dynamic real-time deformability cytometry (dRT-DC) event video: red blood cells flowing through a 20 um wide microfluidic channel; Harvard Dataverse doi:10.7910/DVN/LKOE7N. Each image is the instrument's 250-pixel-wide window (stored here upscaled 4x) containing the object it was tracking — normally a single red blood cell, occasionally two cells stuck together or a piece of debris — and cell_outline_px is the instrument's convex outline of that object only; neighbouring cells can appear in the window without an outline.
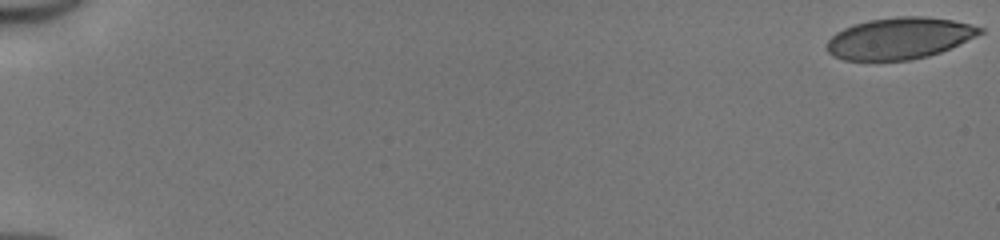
{"species": "human", "species_latin": "Homo sapiens", "temperature_condition": "cold", "stored_images_in_passage": 51, "camera_frame_rate_fps": 3000, "um_per_image_px": 0.085, "donor": {"sex": "male"}, "frame": {"image": 1, "passage_image": 1, "time_ms": 0.0, "image_size_px": [1000, 240], "cell_outline_px": [[984, 32], [976, 36], [940, 52], [928, 56], [908, 60], [844, 60], [832, 56], [828, 52], [828, 40], [836, 32], [852, 24], [868, 20], [896, 16], [924, 16], [952, 20], [984, 28]], "centroid_in_image_um": [76.43, 3.24], "position_along_channel_um": 8.6, "area_um2": 36.88}}
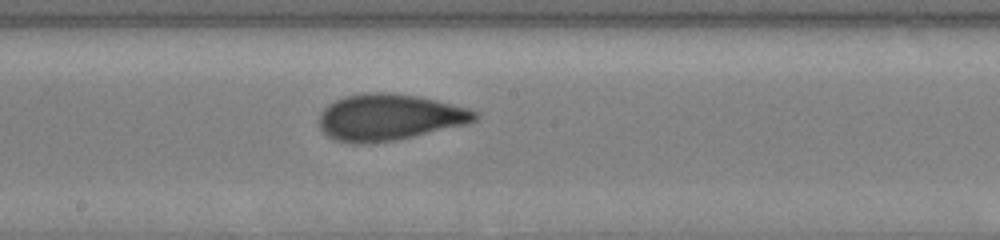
{"frame": {"image": 2, "passage_image": 30, "time_ms": 9.667, "image_size_px": [1000, 240], "cell_outline_px": [[480, 116], [476, 120], [468, 124], [396, 140], [356, 144], [352, 144], [336, 140], [328, 136], [320, 128], [320, 112], [328, 104], [344, 96], [368, 92], [392, 92], [416, 96], [436, 100], [468, 108], [480, 112]], "centroid_in_image_um": [33.11, 9.96], "position_along_channel_um": 215.1, "area_um2": 42.25}}
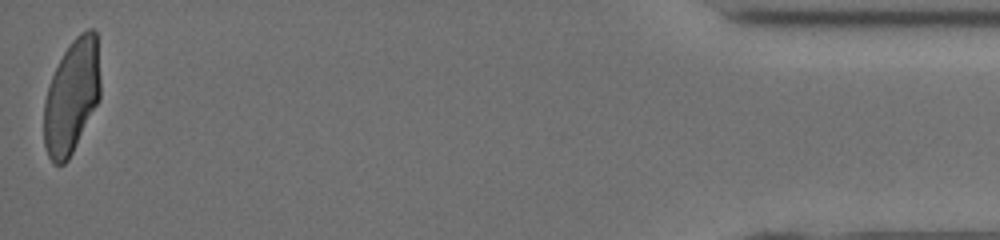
{"frame": {"image": 3, "passage_image": 51, "time_ms": 16.667, "image_size_px": [1000, 240], "cell_outline_px": [[100, 96], [68, 160], [64, 164], [52, 164], [48, 156], [44, 144], [44, 100], [48, 84], [64, 52], [72, 40], [80, 32], [88, 28], [92, 28], [96, 32], [100, 80]], "centroid_in_image_um": [6.08, 8.19], "position_along_channel_um": 429.1, "area_um2": 37.17}, "authors_computed_cell_mechanics": {"area_um2": 39.7086, "velocity_mm_per_s": 4.1665, "shape_relaxation_time_tau1_ms": 4.6621, "shape_relaxation_time_tau2_ms": 0.9549, "deformation_change_tau1": 0.1677, "deformation_change_tau2": 0.0628}}